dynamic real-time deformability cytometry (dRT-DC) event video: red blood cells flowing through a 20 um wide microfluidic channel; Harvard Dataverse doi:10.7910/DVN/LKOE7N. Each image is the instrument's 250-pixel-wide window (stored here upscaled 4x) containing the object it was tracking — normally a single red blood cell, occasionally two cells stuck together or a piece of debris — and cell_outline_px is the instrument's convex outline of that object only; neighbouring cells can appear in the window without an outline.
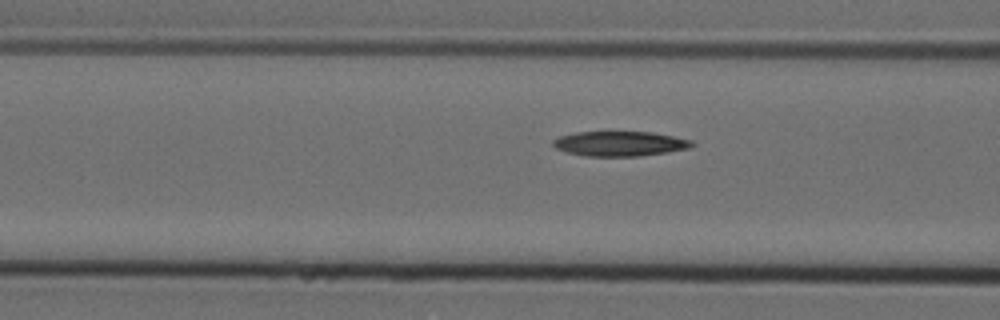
{"species": "Egyptian fruit bat (a non-hibernating species)", "species_latin": "Rousettus aegyptiacus", "temperature_condition": "cold", "stored_images_in_passage": 21, "camera_frame_rate_fps": 3000, "um_per_image_px": 0.085, "animal": {"sex": "female"}, "frame": {"image": 1, "passage_image": 18, "time_ms": 5.667, "image_size_px": [1000, 320], "cell_outline_px": [[696, 144], [692, 148], [668, 152], [640, 156], [584, 156], [568, 152], [556, 148], [552, 144], [552, 140], [560, 136], [576, 132], [652, 132], [692, 140]], "centroid_in_image_um": [52.72, 12.21], "position_along_channel_um": 113.9, "area_um2": 20.17}}